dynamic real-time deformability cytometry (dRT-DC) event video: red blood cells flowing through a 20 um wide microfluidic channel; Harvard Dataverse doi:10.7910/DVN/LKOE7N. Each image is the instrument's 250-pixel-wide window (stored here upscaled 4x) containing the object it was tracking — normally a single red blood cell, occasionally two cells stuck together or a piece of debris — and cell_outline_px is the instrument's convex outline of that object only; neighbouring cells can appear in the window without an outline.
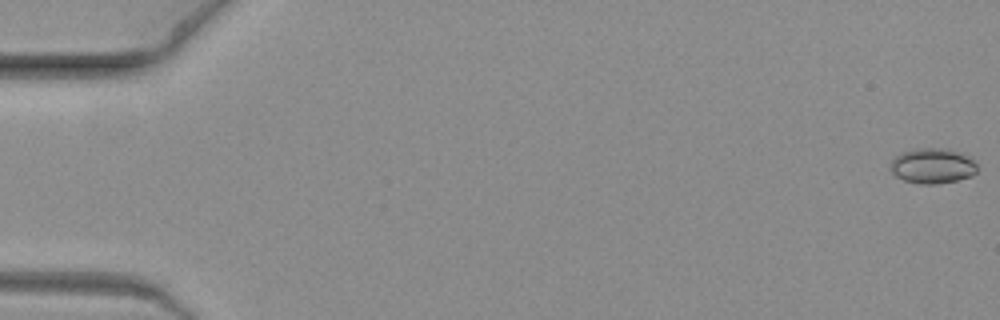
{"species": "common noctule bat (a hibernating species)", "species_latin": "Nyctalus noctula", "temperature_condition": "warm", "stored_images_in_passage": 9, "camera_frame_rate_fps": 3000, "um_per_image_px": 0.085, "animal": {"sex": "female", "body_mass_g": 19.3, "forearm_length_mm": 54.1}, "frame": {"image": 1, "passage_image": 1, "time_ms": 0.0, "image_size_px": [1000, 320], "cell_outline_px": [[976, 172], [972, 176], [956, 180], [936, 184], [920, 184], [904, 180], [896, 176], [888, 168], [888, 164], [896, 156], [912, 148], [948, 148], [960, 152], [972, 160], [976, 164]], "centroid_in_image_um": [79.23, 14.09], "position_along_channel_um": 5.8, "area_um2": 17.92}}